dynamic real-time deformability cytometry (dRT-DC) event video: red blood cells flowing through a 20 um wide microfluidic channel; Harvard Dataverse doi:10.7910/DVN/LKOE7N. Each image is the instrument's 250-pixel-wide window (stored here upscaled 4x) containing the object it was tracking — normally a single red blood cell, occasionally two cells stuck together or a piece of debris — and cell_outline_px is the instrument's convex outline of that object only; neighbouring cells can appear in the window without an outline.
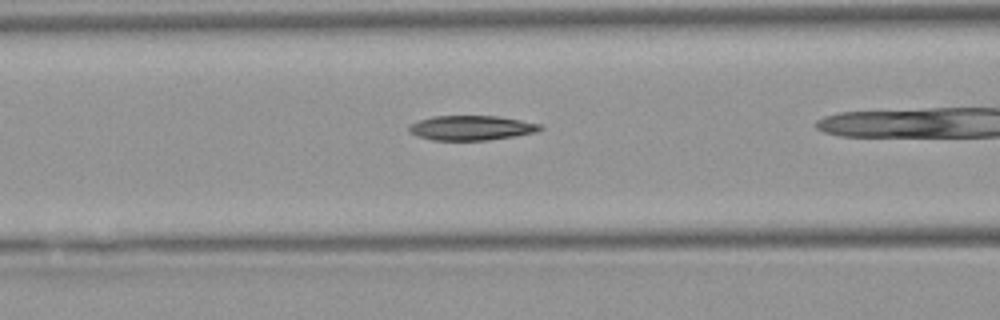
{"species": "Egyptian fruit bat (a non-hibernating species)", "species_latin": "Rousettus aegyptiacus", "temperature_condition": "warm", "stored_images_in_passage": 36, "camera_frame_rate_fps": 3000, "um_per_image_px": 0.085, "animal": {"sex": "female"}, "frame": {"image": 1, "passage_image": 16, "time_ms": 5.0, "image_size_px": [1000, 320], "cell_outline_px": [[544, 128], [536, 132], [488, 140], [432, 140], [416, 136], [408, 132], [408, 124], [432, 116], [500, 116], [540, 124]], "centroid_in_image_um": [40.01, 10.87], "position_along_channel_um": 126.6, "area_um2": 18.9}}
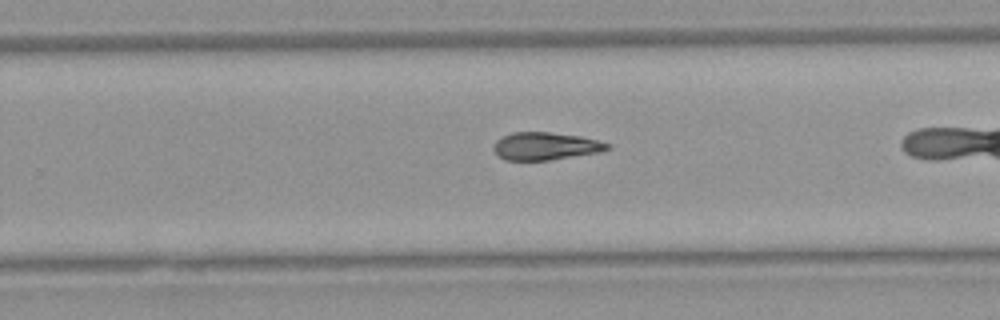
{"frame": {"image": 2, "passage_image": 28, "time_ms": 9.0, "image_size_px": [1000, 320], "cell_outline_px": [[612, 148], [600, 152], [548, 160], [504, 160], [492, 148], [496, 140], [512, 132], [548, 132], [580, 136], [612, 144]], "centroid_in_image_um": [46.39, 12.42], "position_along_channel_um": 283.4, "area_um2": 18.26}}
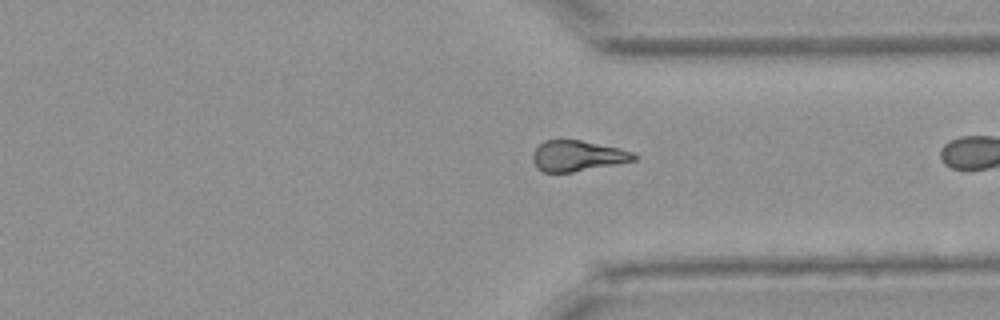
{"frame": {"image": 3, "passage_image": 34, "time_ms": 11.0, "image_size_px": [1000, 320], "cell_outline_px": [[640, 156], [636, 160], [616, 164], [572, 172], [544, 172], [536, 168], [532, 160], [532, 152], [544, 140], [580, 140], [620, 148], [632, 152]], "centroid_in_image_um": [49.08, 13.25], "position_along_channel_um": 362.3, "area_um2": 18.15}}